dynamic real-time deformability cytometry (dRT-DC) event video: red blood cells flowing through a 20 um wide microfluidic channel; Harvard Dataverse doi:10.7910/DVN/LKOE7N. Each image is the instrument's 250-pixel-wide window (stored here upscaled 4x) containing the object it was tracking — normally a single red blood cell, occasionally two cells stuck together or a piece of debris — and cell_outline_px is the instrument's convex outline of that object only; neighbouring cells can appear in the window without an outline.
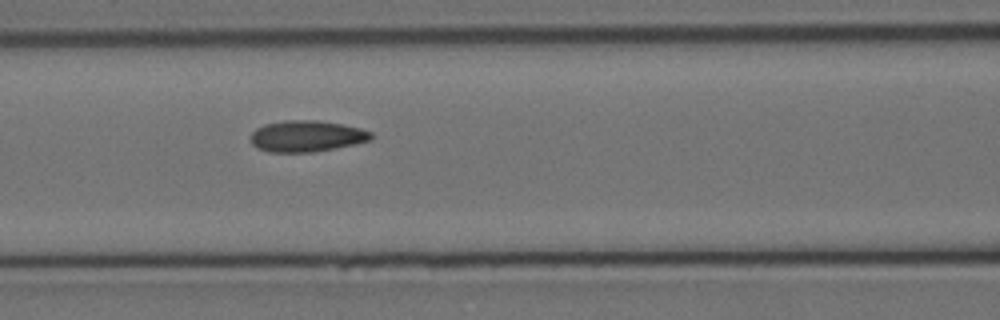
{"species": "Egyptian fruit bat (a non-hibernating species)", "species_latin": "Rousettus aegyptiacus", "temperature_condition": "cold", "stored_images_in_passage": 6, "camera_frame_rate_fps": 3000, "um_per_image_px": 0.085, "animal": {"sex": "female"}, "frame": {"image": 1, "passage_image": 6, "time_ms": 7.0, "image_size_px": [1000, 320], "cell_outline_px": [[372, 140], [336, 148], [312, 152], [268, 152], [256, 148], [252, 144], [252, 132], [256, 128], [264, 124], [284, 120], [316, 120], [340, 124], [360, 128], [372, 132]], "centroid_in_image_um": [26.05, 11.57], "position_along_channel_um": 140.5, "area_um2": 21.96}}